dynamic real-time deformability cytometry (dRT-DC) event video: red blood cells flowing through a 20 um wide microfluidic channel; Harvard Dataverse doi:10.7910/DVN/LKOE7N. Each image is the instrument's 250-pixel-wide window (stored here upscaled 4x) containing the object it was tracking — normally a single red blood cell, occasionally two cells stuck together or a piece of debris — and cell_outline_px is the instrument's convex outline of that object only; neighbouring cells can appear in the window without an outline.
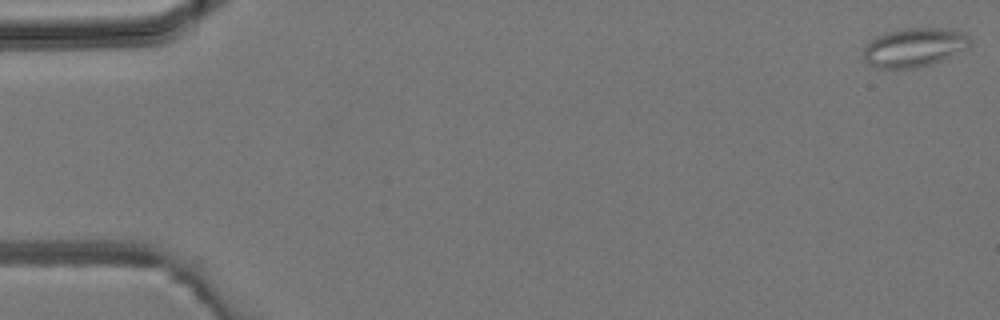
{"species": "common noctule bat (a hibernating species)", "species_latin": "Nyctalus noctula", "temperature_condition": "room temperature", "stored_images_in_passage": 6, "camera_frame_rate_fps": 3000, "um_per_image_px": 0.085, "animal": {"sex": "male", "body_mass_g": 19.2, "forearm_length_mm": 51.8}, "frame": {"image": 1, "passage_image": 1, "time_ms": 0.0, "image_size_px": [1000, 320], "cell_outline_px": [[972, 44], [968, 48], [932, 64], [916, 68], [876, 68], [868, 64], [864, 60], [864, 48], [876, 36], [888, 32], [904, 28], [940, 28], [964, 32], [972, 40]], "centroid_in_image_um": [77.73, 4.03], "position_along_channel_um": 7.3, "area_um2": 24.16}}
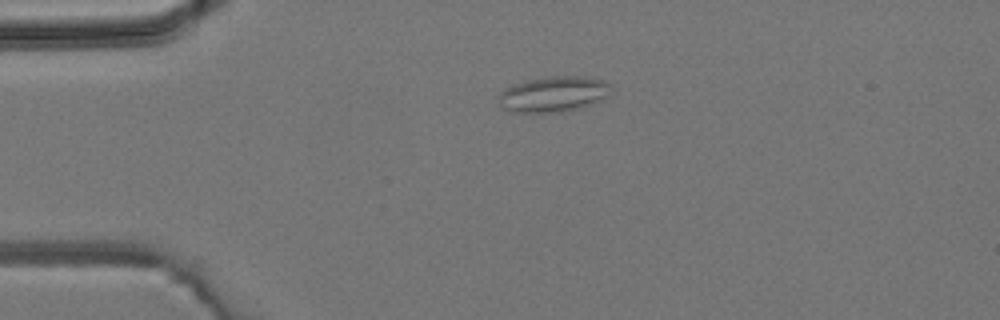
{"frame": {"image": 2, "passage_image": 4, "time_ms": 3.333, "image_size_px": [1000, 320], "cell_outline_px": [[612, 96], [580, 108], [564, 112], [512, 112], [504, 108], [500, 104], [496, 96], [504, 88], [512, 84], [524, 80], [548, 76], [584, 76], [604, 80], [612, 84]], "centroid_in_image_um": [47.08, 7.99], "position_along_channel_um": 37.9, "area_um2": 23.99}}